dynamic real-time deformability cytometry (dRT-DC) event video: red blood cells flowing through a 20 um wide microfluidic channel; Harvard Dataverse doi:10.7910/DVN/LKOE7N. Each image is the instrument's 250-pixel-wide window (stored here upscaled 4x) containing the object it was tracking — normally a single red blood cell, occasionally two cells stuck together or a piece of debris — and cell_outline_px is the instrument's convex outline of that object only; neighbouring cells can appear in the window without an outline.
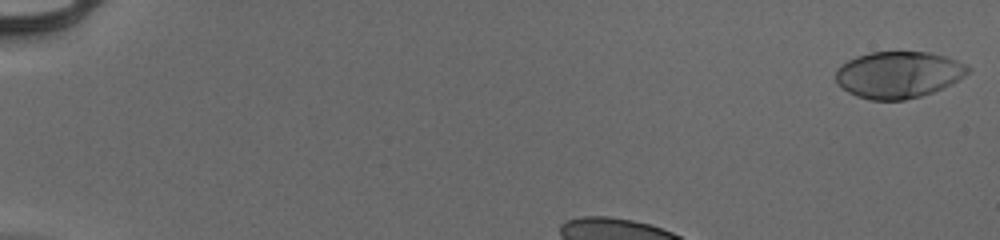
{"species": "human", "species_latin": "Homo sapiens", "temperature_condition": "cold", "stored_images_in_passage": 36, "camera_frame_rate_fps": 3000, "um_per_image_px": 0.085, "donor": {"sex": "male"}, "frame": {"image": 1, "passage_image": 1, "time_ms": 0.0, "image_size_px": [1000, 240], "cell_outline_px": [[972, 68], [964, 76], [952, 84], [932, 92], [920, 96], [904, 100], [868, 100], [856, 96], [848, 92], [836, 84], [836, 68], [840, 64], [856, 56], [872, 52], [928, 52], [944, 56], [968, 64]], "centroid_in_image_um": [76.35, 6.35], "position_along_channel_um": 8.7, "area_um2": 36.18}}
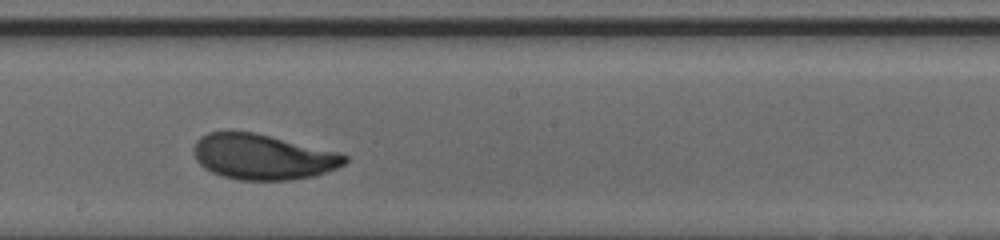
{"frame": {"image": 2, "passage_image": 23, "time_ms": 7.333, "image_size_px": [1000, 240], "cell_outline_px": [[348, 160], [344, 164], [336, 168], [312, 176], [292, 180], [240, 180], [224, 176], [212, 172], [204, 168], [196, 160], [196, 140], [200, 136], [208, 132], [256, 132], [340, 152], [348, 156]], "centroid_in_image_um": [22.37, 13.33], "position_along_channel_um": 225.8, "area_um2": 39.82}}
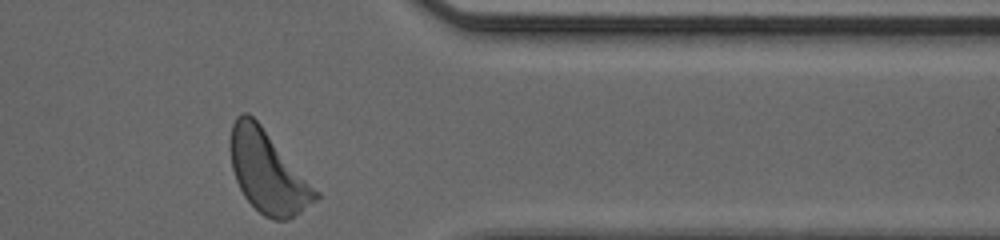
{"frame": {"image": 3, "passage_image": 36, "time_ms": 11.667, "image_size_px": [1000, 240], "cell_outline_px": [[320, 196], [316, 200], [300, 212], [288, 220], [272, 220], [264, 216], [244, 196], [236, 180], [232, 168], [228, 144], [232, 124], [236, 116], [244, 112], [248, 112], [260, 124], [320, 192]], "centroid_in_image_um": [22.74, 14.6], "position_along_channel_um": 388.7, "area_um2": 40.58}, "authors_computed_cell_mechanics": {"area_um2": 39.4774, "velocity_mm_per_s": 3.9308, "shape_relaxation_time_tau1_ms": 2.6749, "shape_relaxation_time_tau2_ms": 1.3843, "deformation_change_tau1": 0.1649, "deformation_change_tau2": 0.0661}}